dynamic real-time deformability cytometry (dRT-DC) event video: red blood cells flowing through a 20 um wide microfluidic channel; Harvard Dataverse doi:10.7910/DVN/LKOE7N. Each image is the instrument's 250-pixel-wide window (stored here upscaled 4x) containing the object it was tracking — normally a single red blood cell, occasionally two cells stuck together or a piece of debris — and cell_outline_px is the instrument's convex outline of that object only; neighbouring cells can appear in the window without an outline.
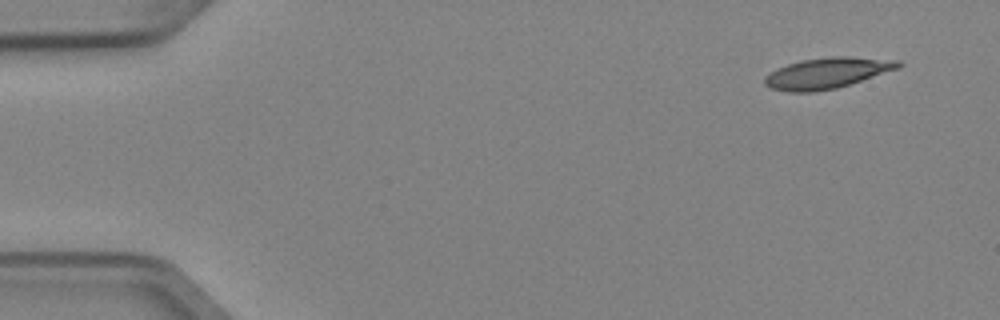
{"species": "Egyptian fruit bat (a non-hibernating species)", "species_latin": "Rousettus aegyptiacus", "temperature_condition": "cold", "stored_images_in_passage": 4, "camera_frame_rate_fps": 3000, "um_per_image_px": 0.085, "animal": {"sex": "female"}, "frame": {"image": 1, "passage_image": 1, "time_ms": 0.0, "image_size_px": [1000, 320], "cell_outline_px": [[904, 64], [900, 68], [836, 88], [812, 92], [788, 92], [772, 88], [764, 84], [764, 76], [776, 68], [800, 60], [832, 56], [848, 56], [900, 60]], "centroid_in_image_um": [70.31, 6.2], "position_along_channel_um": 14.7, "area_um2": 24.1}}
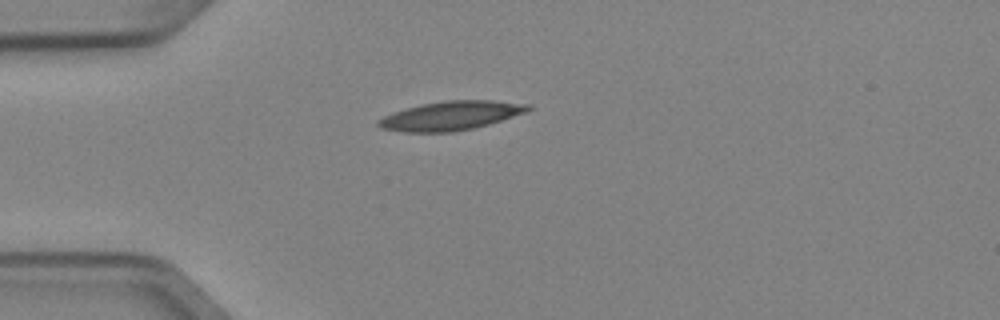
{"frame": {"image": 2, "passage_image": 4, "time_ms": 1.0, "image_size_px": [1000, 320], "cell_outline_px": [[532, 108], [528, 112], [488, 124], [472, 128], [452, 132], [404, 132], [380, 128], [376, 124], [376, 120], [392, 112], [420, 104], [444, 100], [492, 100], [532, 104]], "centroid_in_image_um": [38.32, 9.82], "position_along_channel_um": 46.7, "area_um2": 25.49}}